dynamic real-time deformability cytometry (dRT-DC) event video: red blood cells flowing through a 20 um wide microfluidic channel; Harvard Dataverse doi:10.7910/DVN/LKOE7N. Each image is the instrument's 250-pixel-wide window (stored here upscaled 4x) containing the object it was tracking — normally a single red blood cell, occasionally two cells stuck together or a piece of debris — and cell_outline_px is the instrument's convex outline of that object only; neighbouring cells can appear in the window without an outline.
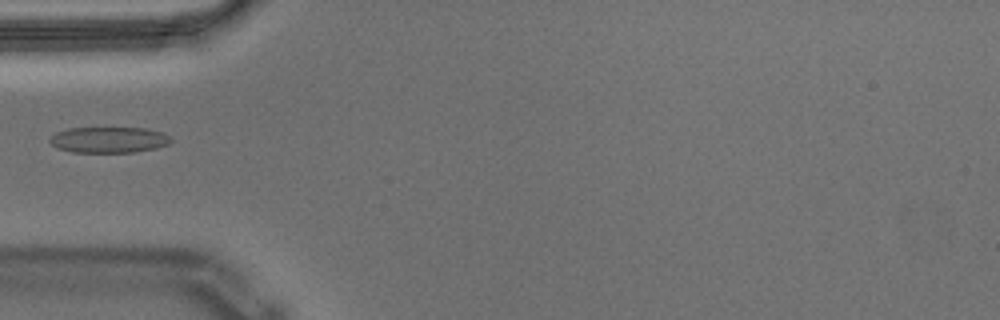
{"species": "Egyptian fruit bat (a non-hibernating species)", "species_latin": "Rousettus aegyptiacus", "temperature_condition": "warm", "stored_images_in_passage": 7, "camera_frame_rate_fps": 3000, "um_per_image_px": 0.085, "animal": {"sex": "male"}, "frame": {"image": 1, "passage_image": 1, "time_ms": 0.0, "image_size_px": [1000, 320], "cell_outline_px": [[172, 140], [168, 144], [156, 148], [136, 152], [72, 152], [56, 148], [48, 140], [56, 132], [68, 128], [148, 128], [160, 132], [168, 136]], "centroid_in_image_um": [9.23, 11.88], "position_along_channel_um": 75.8, "area_um2": 18.26}}